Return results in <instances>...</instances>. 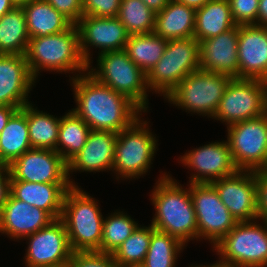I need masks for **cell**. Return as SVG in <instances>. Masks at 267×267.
<instances>
[{
    "instance_id": "6da1fadb",
    "label": "cell",
    "mask_w": 267,
    "mask_h": 267,
    "mask_svg": "<svg viewBox=\"0 0 267 267\" xmlns=\"http://www.w3.org/2000/svg\"><path fill=\"white\" fill-rule=\"evenodd\" d=\"M70 81L76 103L72 111L91 130L119 133L143 114L129 98L96 81L87 72Z\"/></svg>"
},
{
    "instance_id": "7a4b0ae2",
    "label": "cell",
    "mask_w": 267,
    "mask_h": 267,
    "mask_svg": "<svg viewBox=\"0 0 267 267\" xmlns=\"http://www.w3.org/2000/svg\"><path fill=\"white\" fill-rule=\"evenodd\" d=\"M163 172L156 180L150 194V201L155 208L151 225L159 231L178 238L184 245L198 241V225L193 201L190 195V183L183 188Z\"/></svg>"
},
{
    "instance_id": "3957f363",
    "label": "cell",
    "mask_w": 267,
    "mask_h": 267,
    "mask_svg": "<svg viewBox=\"0 0 267 267\" xmlns=\"http://www.w3.org/2000/svg\"><path fill=\"white\" fill-rule=\"evenodd\" d=\"M25 57L35 80L42 71L72 73L69 80L87 72L88 64L80 51L79 32L73 24L57 34L30 38Z\"/></svg>"
},
{
    "instance_id": "277c9868",
    "label": "cell",
    "mask_w": 267,
    "mask_h": 267,
    "mask_svg": "<svg viewBox=\"0 0 267 267\" xmlns=\"http://www.w3.org/2000/svg\"><path fill=\"white\" fill-rule=\"evenodd\" d=\"M98 203L81 186L67 190L60 219L73 252H100L104 217Z\"/></svg>"
},
{
    "instance_id": "5b68a950",
    "label": "cell",
    "mask_w": 267,
    "mask_h": 267,
    "mask_svg": "<svg viewBox=\"0 0 267 267\" xmlns=\"http://www.w3.org/2000/svg\"><path fill=\"white\" fill-rule=\"evenodd\" d=\"M151 131L149 122L140 116L131 126L118 133L112 166L118 182L139 179L150 173L158 150V139Z\"/></svg>"
},
{
    "instance_id": "8992f818",
    "label": "cell",
    "mask_w": 267,
    "mask_h": 267,
    "mask_svg": "<svg viewBox=\"0 0 267 267\" xmlns=\"http://www.w3.org/2000/svg\"><path fill=\"white\" fill-rule=\"evenodd\" d=\"M97 69L88 64L87 73L96 81L126 96L143 113L149 112L150 92L146 74L134 64L124 50L105 52L97 56Z\"/></svg>"
},
{
    "instance_id": "52a82bcc",
    "label": "cell",
    "mask_w": 267,
    "mask_h": 267,
    "mask_svg": "<svg viewBox=\"0 0 267 267\" xmlns=\"http://www.w3.org/2000/svg\"><path fill=\"white\" fill-rule=\"evenodd\" d=\"M199 69V42L194 37L168 40L162 58L146 74L147 86L165 99L188 74Z\"/></svg>"
},
{
    "instance_id": "ba28073f",
    "label": "cell",
    "mask_w": 267,
    "mask_h": 267,
    "mask_svg": "<svg viewBox=\"0 0 267 267\" xmlns=\"http://www.w3.org/2000/svg\"><path fill=\"white\" fill-rule=\"evenodd\" d=\"M231 79L224 74L199 69L188 74L165 101L185 112L212 119Z\"/></svg>"
},
{
    "instance_id": "9c48e42d",
    "label": "cell",
    "mask_w": 267,
    "mask_h": 267,
    "mask_svg": "<svg viewBox=\"0 0 267 267\" xmlns=\"http://www.w3.org/2000/svg\"><path fill=\"white\" fill-rule=\"evenodd\" d=\"M259 221L238 222L212 248L219 260L239 267H267V221Z\"/></svg>"
},
{
    "instance_id": "30bf717a",
    "label": "cell",
    "mask_w": 267,
    "mask_h": 267,
    "mask_svg": "<svg viewBox=\"0 0 267 267\" xmlns=\"http://www.w3.org/2000/svg\"><path fill=\"white\" fill-rule=\"evenodd\" d=\"M267 113V81L232 78L212 117L230 126Z\"/></svg>"
},
{
    "instance_id": "8fae6325",
    "label": "cell",
    "mask_w": 267,
    "mask_h": 267,
    "mask_svg": "<svg viewBox=\"0 0 267 267\" xmlns=\"http://www.w3.org/2000/svg\"><path fill=\"white\" fill-rule=\"evenodd\" d=\"M227 142L239 170H267V113L227 127Z\"/></svg>"
},
{
    "instance_id": "7c38bea8",
    "label": "cell",
    "mask_w": 267,
    "mask_h": 267,
    "mask_svg": "<svg viewBox=\"0 0 267 267\" xmlns=\"http://www.w3.org/2000/svg\"><path fill=\"white\" fill-rule=\"evenodd\" d=\"M190 195L197 219L198 240H208L213 248L238 222L211 183H190Z\"/></svg>"
},
{
    "instance_id": "4fadbf2b",
    "label": "cell",
    "mask_w": 267,
    "mask_h": 267,
    "mask_svg": "<svg viewBox=\"0 0 267 267\" xmlns=\"http://www.w3.org/2000/svg\"><path fill=\"white\" fill-rule=\"evenodd\" d=\"M22 240L28 243L23 258L26 267H67L73 254L61 219L52 221Z\"/></svg>"
},
{
    "instance_id": "5bb4252c",
    "label": "cell",
    "mask_w": 267,
    "mask_h": 267,
    "mask_svg": "<svg viewBox=\"0 0 267 267\" xmlns=\"http://www.w3.org/2000/svg\"><path fill=\"white\" fill-rule=\"evenodd\" d=\"M185 152L179 157L183 166L192 172L189 183H212L223 177L235 174L239 169L234 164L228 142H208Z\"/></svg>"
},
{
    "instance_id": "9a60e30c",
    "label": "cell",
    "mask_w": 267,
    "mask_h": 267,
    "mask_svg": "<svg viewBox=\"0 0 267 267\" xmlns=\"http://www.w3.org/2000/svg\"><path fill=\"white\" fill-rule=\"evenodd\" d=\"M79 32L80 51L87 64L93 63L91 48H98V55L124 50L129 34L117 17L83 16L76 24Z\"/></svg>"
},
{
    "instance_id": "2e32d148",
    "label": "cell",
    "mask_w": 267,
    "mask_h": 267,
    "mask_svg": "<svg viewBox=\"0 0 267 267\" xmlns=\"http://www.w3.org/2000/svg\"><path fill=\"white\" fill-rule=\"evenodd\" d=\"M11 180L70 183L68 163L54 150L31 148L9 165Z\"/></svg>"
},
{
    "instance_id": "e0dca14e",
    "label": "cell",
    "mask_w": 267,
    "mask_h": 267,
    "mask_svg": "<svg viewBox=\"0 0 267 267\" xmlns=\"http://www.w3.org/2000/svg\"><path fill=\"white\" fill-rule=\"evenodd\" d=\"M211 184L237 222H250L258 219L256 171L238 170L235 174L223 177Z\"/></svg>"
},
{
    "instance_id": "ac0fdd59",
    "label": "cell",
    "mask_w": 267,
    "mask_h": 267,
    "mask_svg": "<svg viewBox=\"0 0 267 267\" xmlns=\"http://www.w3.org/2000/svg\"><path fill=\"white\" fill-rule=\"evenodd\" d=\"M35 83L24 55L0 54V106L21 109L31 103L28 96Z\"/></svg>"
},
{
    "instance_id": "d6986e66",
    "label": "cell",
    "mask_w": 267,
    "mask_h": 267,
    "mask_svg": "<svg viewBox=\"0 0 267 267\" xmlns=\"http://www.w3.org/2000/svg\"><path fill=\"white\" fill-rule=\"evenodd\" d=\"M117 136L118 133L112 131H90L84 147L68 162V178L71 186H78L73 178L70 179L73 172L112 171Z\"/></svg>"
},
{
    "instance_id": "ffe728a7",
    "label": "cell",
    "mask_w": 267,
    "mask_h": 267,
    "mask_svg": "<svg viewBox=\"0 0 267 267\" xmlns=\"http://www.w3.org/2000/svg\"><path fill=\"white\" fill-rule=\"evenodd\" d=\"M239 26L199 42L200 69L239 78Z\"/></svg>"
},
{
    "instance_id": "44dd1931",
    "label": "cell",
    "mask_w": 267,
    "mask_h": 267,
    "mask_svg": "<svg viewBox=\"0 0 267 267\" xmlns=\"http://www.w3.org/2000/svg\"><path fill=\"white\" fill-rule=\"evenodd\" d=\"M52 221L54 219L46 211L10 194L0 212V233L19 242L24 237L47 227Z\"/></svg>"
},
{
    "instance_id": "7402d4cb",
    "label": "cell",
    "mask_w": 267,
    "mask_h": 267,
    "mask_svg": "<svg viewBox=\"0 0 267 267\" xmlns=\"http://www.w3.org/2000/svg\"><path fill=\"white\" fill-rule=\"evenodd\" d=\"M238 59L239 78L267 81V26H239Z\"/></svg>"
},
{
    "instance_id": "603a6c76",
    "label": "cell",
    "mask_w": 267,
    "mask_h": 267,
    "mask_svg": "<svg viewBox=\"0 0 267 267\" xmlns=\"http://www.w3.org/2000/svg\"><path fill=\"white\" fill-rule=\"evenodd\" d=\"M70 187V183L11 180V194L16 199L46 211L54 220L61 218L64 197Z\"/></svg>"
},
{
    "instance_id": "cb8c5ba5",
    "label": "cell",
    "mask_w": 267,
    "mask_h": 267,
    "mask_svg": "<svg viewBox=\"0 0 267 267\" xmlns=\"http://www.w3.org/2000/svg\"><path fill=\"white\" fill-rule=\"evenodd\" d=\"M196 9L169 0L156 13L154 33L166 40L194 37Z\"/></svg>"
},
{
    "instance_id": "d4e9b609",
    "label": "cell",
    "mask_w": 267,
    "mask_h": 267,
    "mask_svg": "<svg viewBox=\"0 0 267 267\" xmlns=\"http://www.w3.org/2000/svg\"><path fill=\"white\" fill-rule=\"evenodd\" d=\"M30 38L67 30L72 23L46 0H32L22 6Z\"/></svg>"
},
{
    "instance_id": "484cf974",
    "label": "cell",
    "mask_w": 267,
    "mask_h": 267,
    "mask_svg": "<svg viewBox=\"0 0 267 267\" xmlns=\"http://www.w3.org/2000/svg\"><path fill=\"white\" fill-rule=\"evenodd\" d=\"M236 24L228 0H211L196 9L194 38L200 42L224 33Z\"/></svg>"
},
{
    "instance_id": "4316f807",
    "label": "cell",
    "mask_w": 267,
    "mask_h": 267,
    "mask_svg": "<svg viewBox=\"0 0 267 267\" xmlns=\"http://www.w3.org/2000/svg\"><path fill=\"white\" fill-rule=\"evenodd\" d=\"M31 148L27 105H24L10 118L0 133V163L9 166Z\"/></svg>"
},
{
    "instance_id": "83f0119b",
    "label": "cell",
    "mask_w": 267,
    "mask_h": 267,
    "mask_svg": "<svg viewBox=\"0 0 267 267\" xmlns=\"http://www.w3.org/2000/svg\"><path fill=\"white\" fill-rule=\"evenodd\" d=\"M30 37L22 6L0 17V54H26Z\"/></svg>"
},
{
    "instance_id": "f1b7e54d",
    "label": "cell",
    "mask_w": 267,
    "mask_h": 267,
    "mask_svg": "<svg viewBox=\"0 0 267 267\" xmlns=\"http://www.w3.org/2000/svg\"><path fill=\"white\" fill-rule=\"evenodd\" d=\"M167 41L154 32L129 35L124 51L130 60L147 74L162 58Z\"/></svg>"
},
{
    "instance_id": "f546056e",
    "label": "cell",
    "mask_w": 267,
    "mask_h": 267,
    "mask_svg": "<svg viewBox=\"0 0 267 267\" xmlns=\"http://www.w3.org/2000/svg\"><path fill=\"white\" fill-rule=\"evenodd\" d=\"M61 116L58 118L40 111L35 105L27 104V124L32 148L56 151Z\"/></svg>"
},
{
    "instance_id": "4dcf8cb0",
    "label": "cell",
    "mask_w": 267,
    "mask_h": 267,
    "mask_svg": "<svg viewBox=\"0 0 267 267\" xmlns=\"http://www.w3.org/2000/svg\"><path fill=\"white\" fill-rule=\"evenodd\" d=\"M69 111V112H68ZM61 117L56 152L68 163L85 145L90 127L72 110Z\"/></svg>"
},
{
    "instance_id": "1f68e13d",
    "label": "cell",
    "mask_w": 267,
    "mask_h": 267,
    "mask_svg": "<svg viewBox=\"0 0 267 267\" xmlns=\"http://www.w3.org/2000/svg\"><path fill=\"white\" fill-rule=\"evenodd\" d=\"M186 247L178 238L154 229L141 267H176L177 259Z\"/></svg>"
},
{
    "instance_id": "d6a6232c",
    "label": "cell",
    "mask_w": 267,
    "mask_h": 267,
    "mask_svg": "<svg viewBox=\"0 0 267 267\" xmlns=\"http://www.w3.org/2000/svg\"><path fill=\"white\" fill-rule=\"evenodd\" d=\"M109 215L103 220L100 252L113 254L140 224L121 210Z\"/></svg>"
},
{
    "instance_id": "836d02e7",
    "label": "cell",
    "mask_w": 267,
    "mask_h": 267,
    "mask_svg": "<svg viewBox=\"0 0 267 267\" xmlns=\"http://www.w3.org/2000/svg\"><path fill=\"white\" fill-rule=\"evenodd\" d=\"M149 224L139 225L136 230L113 252L112 256L118 266H141L145 260L152 231Z\"/></svg>"
},
{
    "instance_id": "e575fe53",
    "label": "cell",
    "mask_w": 267,
    "mask_h": 267,
    "mask_svg": "<svg viewBox=\"0 0 267 267\" xmlns=\"http://www.w3.org/2000/svg\"><path fill=\"white\" fill-rule=\"evenodd\" d=\"M155 17L156 13L142 0H121L117 18L129 35L152 33Z\"/></svg>"
},
{
    "instance_id": "d590c367",
    "label": "cell",
    "mask_w": 267,
    "mask_h": 267,
    "mask_svg": "<svg viewBox=\"0 0 267 267\" xmlns=\"http://www.w3.org/2000/svg\"><path fill=\"white\" fill-rule=\"evenodd\" d=\"M236 25H257L259 0H228Z\"/></svg>"
},
{
    "instance_id": "8d00e7d4",
    "label": "cell",
    "mask_w": 267,
    "mask_h": 267,
    "mask_svg": "<svg viewBox=\"0 0 267 267\" xmlns=\"http://www.w3.org/2000/svg\"><path fill=\"white\" fill-rule=\"evenodd\" d=\"M67 267H119L112 254L98 251L73 252Z\"/></svg>"
},
{
    "instance_id": "74e56055",
    "label": "cell",
    "mask_w": 267,
    "mask_h": 267,
    "mask_svg": "<svg viewBox=\"0 0 267 267\" xmlns=\"http://www.w3.org/2000/svg\"><path fill=\"white\" fill-rule=\"evenodd\" d=\"M120 3L121 0H83V16L117 17Z\"/></svg>"
},
{
    "instance_id": "f35d334b",
    "label": "cell",
    "mask_w": 267,
    "mask_h": 267,
    "mask_svg": "<svg viewBox=\"0 0 267 267\" xmlns=\"http://www.w3.org/2000/svg\"><path fill=\"white\" fill-rule=\"evenodd\" d=\"M73 25L83 17V0H46Z\"/></svg>"
},
{
    "instance_id": "ab89813d",
    "label": "cell",
    "mask_w": 267,
    "mask_h": 267,
    "mask_svg": "<svg viewBox=\"0 0 267 267\" xmlns=\"http://www.w3.org/2000/svg\"><path fill=\"white\" fill-rule=\"evenodd\" d=\"M258 220L267 221V170L256 171Z\"/></svg>"
},
{
    "instance_id": "60d3db41",
    "label": "cell",
    "mask_w": 267,
    "mask_h": 267,
    "mask_svg": "<svg viewBox=\"0 0 267 267\" xmlns=\"http://www.w3.org/2000/svg\"><path fill=\"white\" fill-rule=\"evenodd\" d=\"M11 194V175L9 166L0 163V212Z\"/></svg>"
},
{
    "instance_id": "b9f144b4",
    "label": "cell",
    "mask_w": 267,
    "mask_h": 267,
    "mask_svg": "<svg viewBox=\"0 0 267 267\" xmlns=\"http://www.w3.org/2000/svg\"><path fill=\"white\" fill-rule=\"evenodd\" d=\"M20 108L11 106H0V133L6 127L10 118L19 110Z\"/></svg>"
},
{
    "instance_id": "7bdbcfd3",
    "label": "cell",
    "mask_w": 267,
    "mask_h": 267,
    "mask_svg": "<svg viewBox=\"0 0 267 267\" xmlns=\"http://www.w3.org/2000/svg\"><path fill=\"white\" fill-rule=\"evenodd\" d=\"M257 25L267 26V0H259Z\"/></svg>"
},
{
    "instance_id": "ee69618b",
    "label": "cell",
    "mask_w": 267,
    "mask_h": 267,
    "mask_svg": "<svg viewBox=\"0 0 267 267\" xmlns=\"http://www.w3.org/2000/svg\"><path fill=\"white\" fill-rule=\"evenodd\" d=\"M147 7L152 9L155 13L161 11L168 3L169 0H142Z\"/></svg>"
},
{
    "instance_id": "f6af8a7d",
    "label": "cell",
    "mask_w": 267,
    "mask_h": 267,
    "mask_svg": "<svg viewBox=\"0 0 267 267\" xmlns=\"http://www.w3.org/2000/svg\"><path fill=\"white\" fill-rule=\"evenodd\" d=\"M177 1L191 8L199 9L211 0H177Z\"/></svg>"
},
{
    "instance_id": "bcb514c9",
    "label": "cell",
    "mask_w": 267,
    "mask_h": 267,
    "mask_svg": "<svg viewBox=\"0 0 267 267\" xmlns=\"http://www.w3.org/2000/svg\"><path fill=\"white\" fill-rule=\"evenodd\" d=\"M15 7L11 0H0V17Z\"/></svg>"
},
{
    "instance_id": "7dc6e473",
    "label": "cell",
    "mask_w": 267,
    "mask_h": 267,
    "mask_svg": "<svg viewBox=\"0 0 267 267\" xmlns=\"http://www.w3.org/2000/svg\"><path fill=\"white\" fill-rule=\"evenodd\" d=\"M189 267H239V266H236V265L230 264V263H225V262L220 261L218 259V261L216 260V263H213V264L211 263L210 265H197V264L193 265L192 264Z\"/></svg>"
},
{
    "instance_id": "c3c4849f",
    "label": "cell",
    "mask_w": 267,
    "mask_h": 267,
    "mask_svg": "<svg viewBox=\"0 0 267 267\" xmlns=\"http://www.w3.org/2000/svg\"><path fill=\"white\" fill-rule=\"evenodd\" d=\"M15 6H23L32 0H11Z\"/></svg>"
},
{
    "instance_id": "681fc988",
    "label": "cell",
    "mask_w": 267,
    "mask_h": 267,
    "mask_svg": "<svg viewBox=\"0 0 267 267\" xmlns=\"http://www.w3.org/2000/svg\"><path fill=\"white\" fill-rule=\"evenodd\" d=\"M119 267H141V266H119Z\"/></svg>"
}]
</instances>
